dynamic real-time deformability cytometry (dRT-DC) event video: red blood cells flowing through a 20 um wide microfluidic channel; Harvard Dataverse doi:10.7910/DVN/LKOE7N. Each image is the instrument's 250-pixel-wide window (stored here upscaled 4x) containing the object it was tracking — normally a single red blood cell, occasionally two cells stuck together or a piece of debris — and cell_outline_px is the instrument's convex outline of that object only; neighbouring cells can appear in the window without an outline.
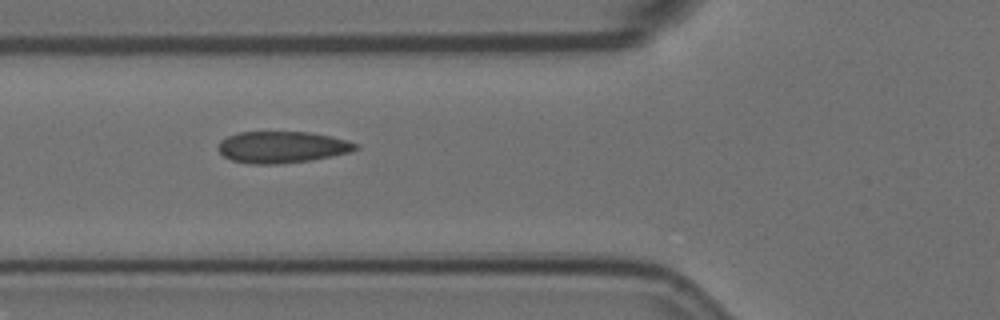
{"species": "Egyptian fruit bat (a non-hibernating species)", "species_latin": "Rousettus aegyptiacus", "temperature_condition": "room temperature", "stored_images_in_passage": 5, "camera_frame_rate_fps": 3000, "um_per_image_px": 0.085, "animal": {"sex": "female"}, "frame": {"image": 1, "passage_image": 4, "time_ms": 1.0, "image_size_px": [1000, 320], "cell_outline_px": [[360, 148], [348, 152], [312, 160], [276, 164], [252, 164], [232, 160], [224, 156], [220, 152], [220, 140], [228, 136], [240, 132], [308, 132], [332, 136], [348, 140], [360, 144]], "centroid_in_image_um": [24.02, 12.5], "position_along_channel_um": 101.8, "area_um2": 25.2}}
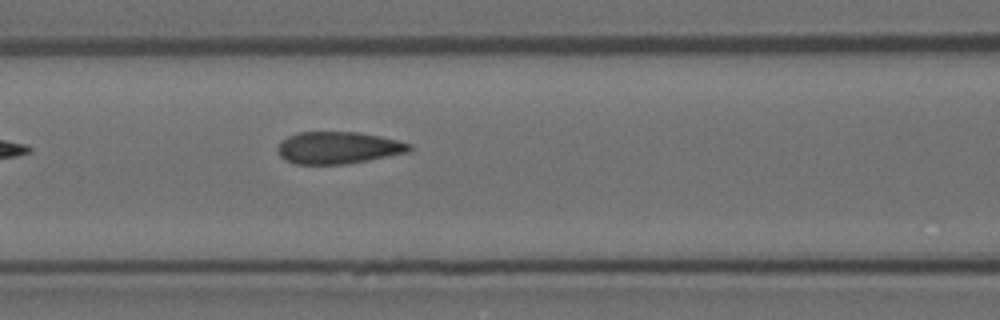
{"frame": {"image": 2, "passage_image": 5, "time_ms": 1.333, "image_size_px": [1000, 320], "cell_outline_px": [[412, 148], [408, 152], [368, 160], [344, 164], [292, 164], [284, 160], [280, 156], [276, 148], [280, 140], [288, 136], [300, 132], [360, 132], [380, 136], [412, 144]], "centroid_in_image_um": [28.7, 12.56], "position_along_channel_um": 137.9, "area_um2": 24.74}}